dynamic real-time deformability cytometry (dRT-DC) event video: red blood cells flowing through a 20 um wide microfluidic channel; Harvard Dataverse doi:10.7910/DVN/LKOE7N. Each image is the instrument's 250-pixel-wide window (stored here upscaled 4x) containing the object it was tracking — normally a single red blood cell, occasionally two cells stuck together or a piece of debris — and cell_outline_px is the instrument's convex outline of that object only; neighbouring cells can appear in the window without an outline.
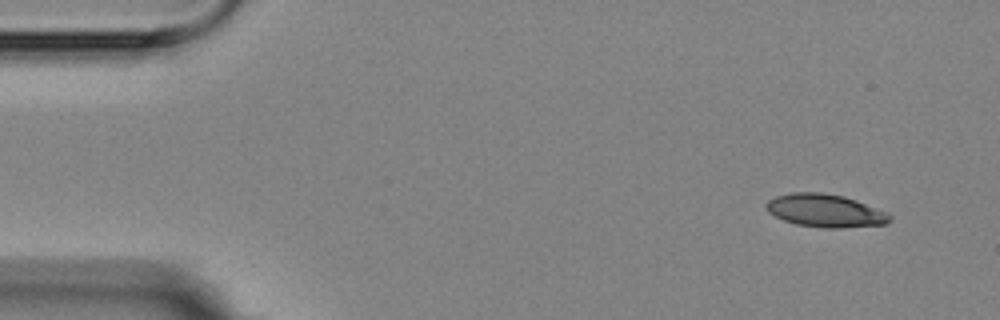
{"species": "Egyptian fruit bat (a non-hibernating species)", "species_latin": "Rousettus aegyptiacus", "temperature_condition": "room temperature", "stored_images_in_passage": 7, "camera_frame_rate_fps": 3000, "um_per_image_px": 0.085, "animal": {"sex": "female"}, "frame": {"image": 1, "passage_image": 1, "time_ms": 0.0, "image_size_px": [1000, 320], "cell_outline_px": [[892, 220], [888, 224], [840, 228], [824, 228], [796, 224], [784, 220], [768, 212], [764, 208], [764, 204], [768, 200], [776, 196], [792, 192], [820, 192], [844, 196], [856, 200], [884, 212], [892, 216]], "centroid_in_image_um": [70.12, 17.91], "position_along_channel_um": 14.9, "area_um2": 23.76}}
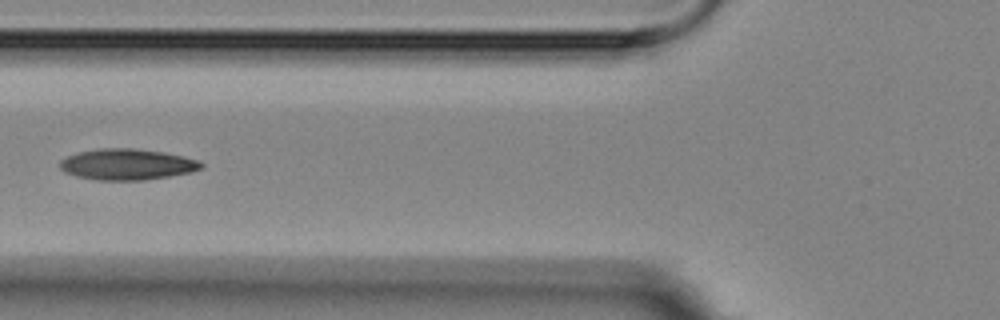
{"frame": {"image": 2, "passage_image": 5, "time_ms": 5.667, "image_size_px": [1000, 320], "cell_outline_px": [[204, 168], [192, 172], [168, 176], [140, 180], [96, 180], [76, 176], [64, 172], [60, 168], [60, 160], [76, 152], [100, 148], [136, 148], [164, 152], [196, 160], [204, 164]], "centroid_in_image_um": [10.78, 13.97], "position_along_channel_um": 115.0, "area_um2": 25.55}}
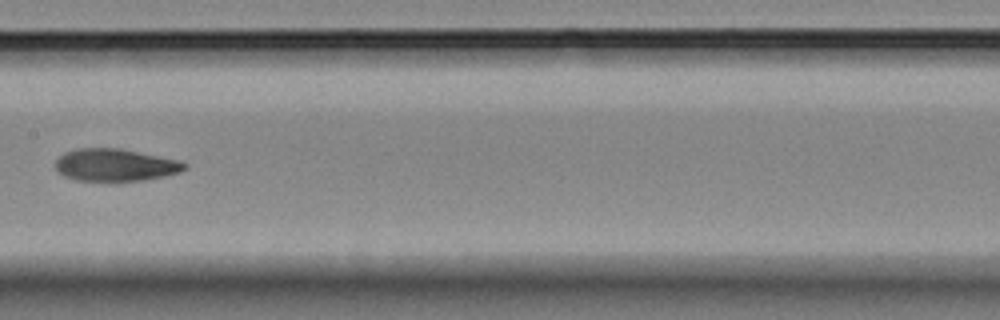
{"frame": {"image": 3, "passage_image": 7, "time_ms": 8.0, "image_size_px": [1000, 320], "cell_outline_px": [[188, 168], [180, 172], [164, 176], [144, 180], [76, 180], [64, 176], [56, 172], [56, 160], [64, 152], [76, 148], [120, 148], [180, 160], [188, 164]], "centroid_in_image_um": [9.81, 14.01], "position_along_channel_um": 197.6, "area_um2": 24.39}}